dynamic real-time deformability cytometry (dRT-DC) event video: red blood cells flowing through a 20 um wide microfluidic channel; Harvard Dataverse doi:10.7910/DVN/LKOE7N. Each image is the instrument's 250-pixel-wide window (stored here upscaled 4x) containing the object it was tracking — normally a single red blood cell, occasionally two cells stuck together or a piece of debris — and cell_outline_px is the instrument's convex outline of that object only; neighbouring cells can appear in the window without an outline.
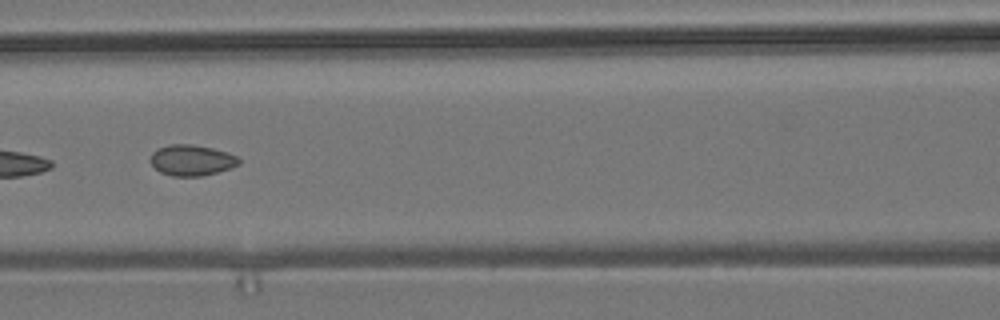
{"species": "common noctule bat (a hibernating species)", "species_latin": "Nyctalus noctula", "temperature_condition": "room temperature", "stored_images_in_passage": 9, "camera_frame_rate_fps": 3000, "um_per_image_px": 0.085, "animal": {"sex": "male", "body_mass_g": 19.2, "forearm_length_mm": 51.8}, "frame": {"image": 1, "passage_image": 6, "time_ms": 6.667, "image_size_px": [1000, 320], "cell_outline_px": [[240, 164], [216, 172], [200, 176], [172, 176], [160, 172], [148, 160], [152, 152], [156, 148], [168, 144], [192, 144], [212, 148], [228, 152], [236, 156], [240, 160]], "centroid_in_image_um": [16.24, 13.6], "position_along_channel_um": 150.4, "area_um2": 15.95}}
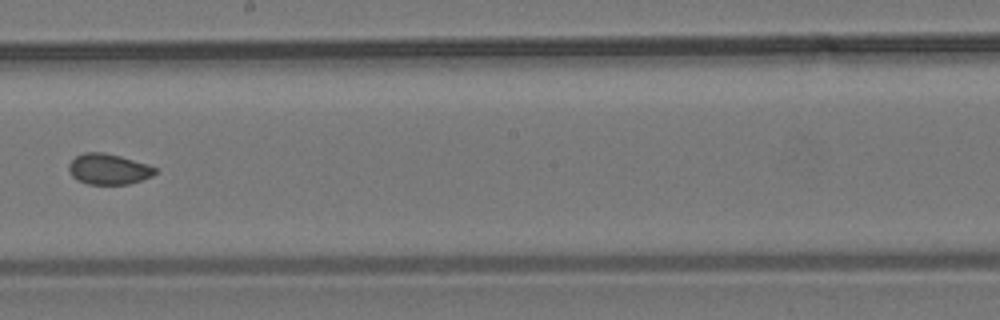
{"frame": {"image": 2, "passage_image": 8, "time_ms": 9.0, "image_size_px": [1000, 320], "cell_outline_px": [[156, 172], [152, 176], [128, 184], [88, 184], [76, 180], [72, 176], [68, 168], [68, 164], [76, 156], [84, 152], [104, 152], [120, 156], [148, 164], [156, 168]], "centroid_in_image_um": [9.2, 14.37], "position_along_channel_um": 239.0, "area_um2": 15.43}}
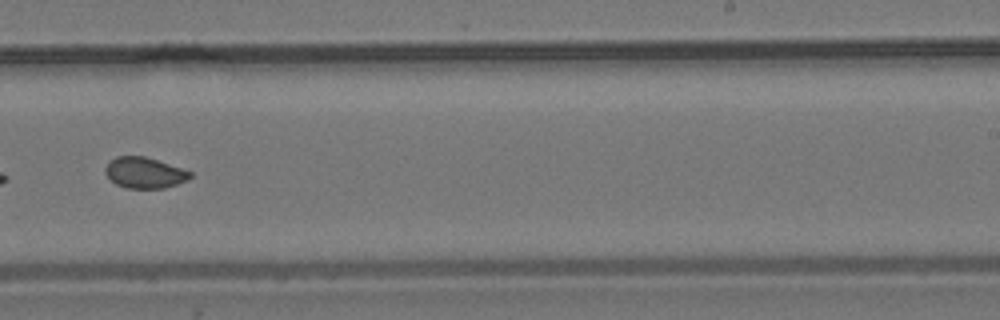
{"frame": {"image": 3, "passage_image": 9, "time_ms": 10.0, "image_size_px": [1000, 320], "cell_outline_px": [[192, 176], [188, 180], [164, 188], [128, 188], [116, 184], [104, 172], [104, 168], [116, 156], [144, 156], [192, 172]], "centroid_in_image_um": [12.28, 14.69], "position_along_channel_um": 276.7, "area_um2": 15.03}}